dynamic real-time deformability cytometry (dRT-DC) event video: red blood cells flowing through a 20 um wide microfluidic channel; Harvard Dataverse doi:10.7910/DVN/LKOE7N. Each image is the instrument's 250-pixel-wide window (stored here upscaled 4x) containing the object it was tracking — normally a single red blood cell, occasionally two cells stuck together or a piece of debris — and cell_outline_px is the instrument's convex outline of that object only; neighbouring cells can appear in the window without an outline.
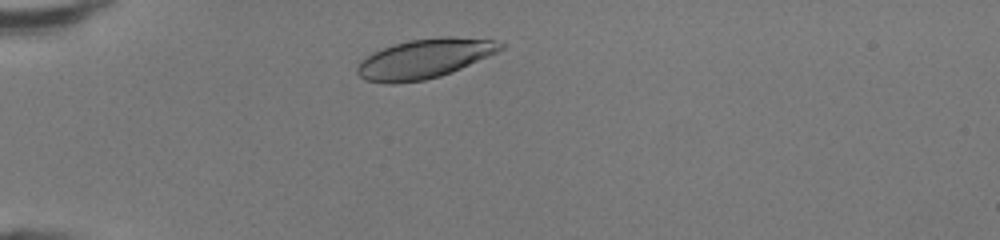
{"species": "human", "species_latin": "Homo sapiens", "temperature_condition": "room temperature", "stored_images_in_passage": 33, "camera_frame_rate_fps": 3000, "um_per_image_px": 0.085, "donor": {"sex": "female"}, "frame": {"image": 1, "passage_image": 4, "time_ms": 1.0, "image_size_px": [1000, 240], "cell_outline_px": [[504, 48], [496, 52], [452, 72], [440, 76], [424, 80], [392, 84], [388, 84], [364, 80], [356, 72], [356, 68], [360, 60], [372, 52], [392, 44], [408, 40], [440, 36], [452, 36], [492, 40], [504, 44]], "centroid_in_image_um": [36.02, 4.98], "position_along_channel_um": 49.0, "area_um2": 33.0}}
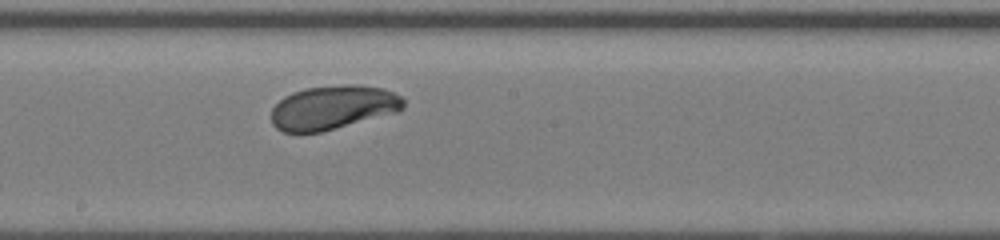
{"frame": {"image": 2, "passage_image": 18, "time_ms": 5.667, "image_size_px": [1000, 240], "cell_outline_px": [[404, 108], [400, 112], [320, 132], [284, 132], [276, 128], [272, 124], [272, 108], [284, 96], [292, 92], [304, 88], [344, 84], [356, 84], [384, 88], [404, 96]], "centroid_in_image_um": [28.35, 9.12], "position_along_channel_um": 219.8, "area_um2": 34.28}}
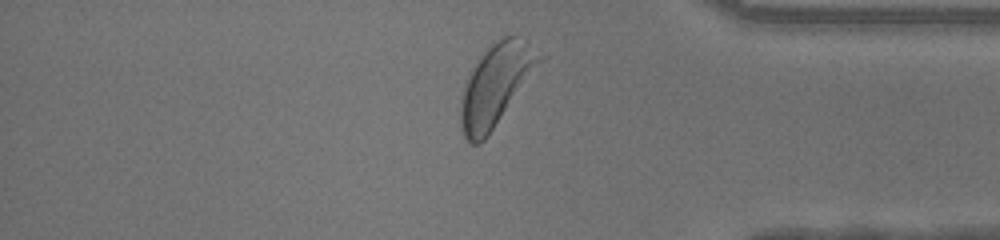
{"frame": {"image": 3, "passage_image": 31, "time_ms": 10.0, "image_size_px": [1000, 240], "cell_outline_px": [[548, 56], [484, 140], [480, 144], [472, 144], [464, 140], [460, 132], [460, 96], [464, 84], [476, 60], [492, 44], [504, 36], [516, 36]], "centroid_in_image_um": [42.15, 7.24], "position_along_channel_um": 393.1, "area_um2": 37.8}, "authors_computed_cell_mechanics": {"area_um2": 34.102, "velocity_mm_per_s": 4.2926, "shape_relaxation_time_tau1_ms": 1.7606, "shape_relaxation_time_tau2_ms": null, "deformation_change_tau1": 0.1127, "deformation_change_tau2": null}}